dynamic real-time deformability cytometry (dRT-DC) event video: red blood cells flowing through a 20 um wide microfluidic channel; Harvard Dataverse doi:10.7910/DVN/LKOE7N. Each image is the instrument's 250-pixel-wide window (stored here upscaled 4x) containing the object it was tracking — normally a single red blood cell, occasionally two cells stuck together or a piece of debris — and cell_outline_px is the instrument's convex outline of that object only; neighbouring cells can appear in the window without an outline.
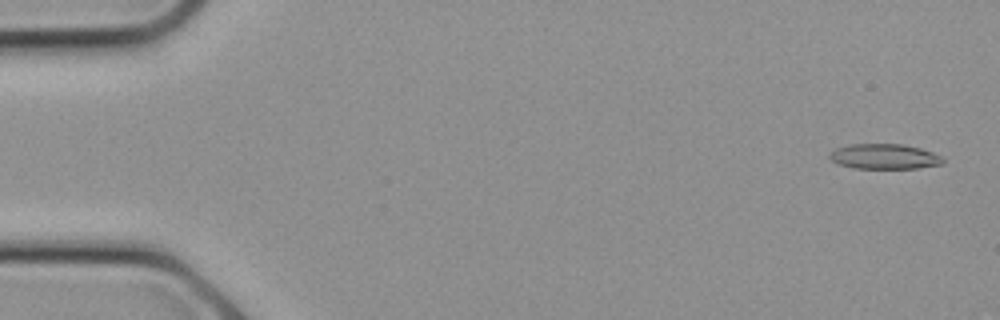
{"species": "common noctule bat (a hibernating species)", "species_latin": "Nyctalus noctula", "temperature_condition": "cold", "stored_images_in_passage": 9, "camera_frame_rate_fps": 3000, "um_per_image_px": 0.085, "animal": {"sex": "female", "body_mass_g": 21.9}, "frame": {"image": 1, "passage_image": 1, "time_ms": 0.0, "image_size_px": [1000, 320], "cell_outline_px": [[944, 160], [940, 164], [916, 168], [856, 168], [840, 164], [832, 160], [828, 156], [836, 148], [848, 144], [904, 144], [920, 148], [932, 152], [940, 156]], "centroid_in_image_um": [75.16, 13.29], "position_along_channel_um": 9.8, "area_um2": 16.36}}
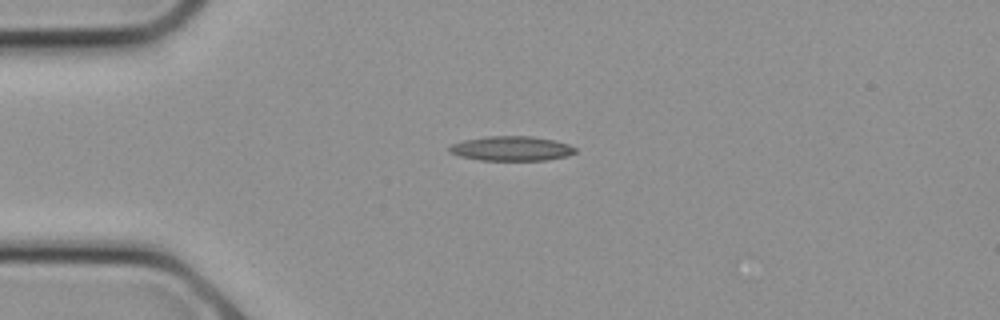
{"frame": {"image": 2, "passage_image": 6, "time_ms": 1.667, "image_size_px": [1000, 320], "cell_outline_px": [[576, 152], [568, 156], [544, 160], [480, 160], [460, 156], [448, 152], [448, 148], [452, 144], [464, 140], [488, 136], [532, 136], [556, 140], [568, 144], [576, 148]], "centroid_in_image_um": [43.49, 12.62], "position_along_channel_um": 41.5, "area_um2": 18.09}}
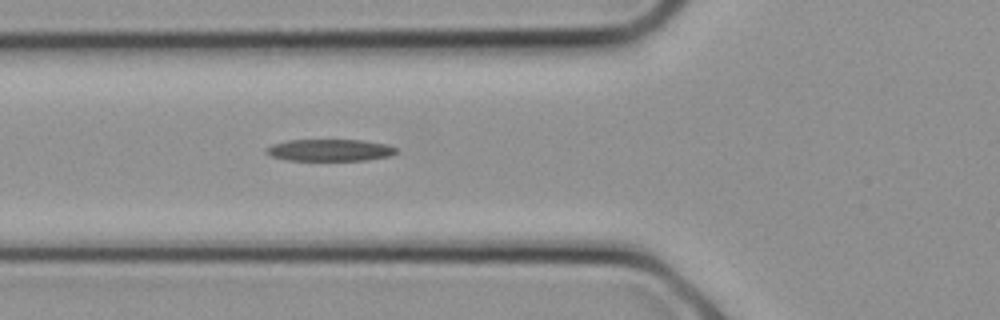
{"frame": {"image": 3, "passage_image": 9, "time_ms": 2.667, "image_size_px": [1000, 320], "cell_outline_px": [[396, 152], [392, 156], [368, 160], [284, 160], [272, 156], [264, 152], [264, 148], [272, 144], [288, 140], [364, 140], [388, 144], [396, 148]], "centroid_in_image_um": [28.03, 12.76], "position_along_channel_um": 97.8, "area_um2": 16.76}}